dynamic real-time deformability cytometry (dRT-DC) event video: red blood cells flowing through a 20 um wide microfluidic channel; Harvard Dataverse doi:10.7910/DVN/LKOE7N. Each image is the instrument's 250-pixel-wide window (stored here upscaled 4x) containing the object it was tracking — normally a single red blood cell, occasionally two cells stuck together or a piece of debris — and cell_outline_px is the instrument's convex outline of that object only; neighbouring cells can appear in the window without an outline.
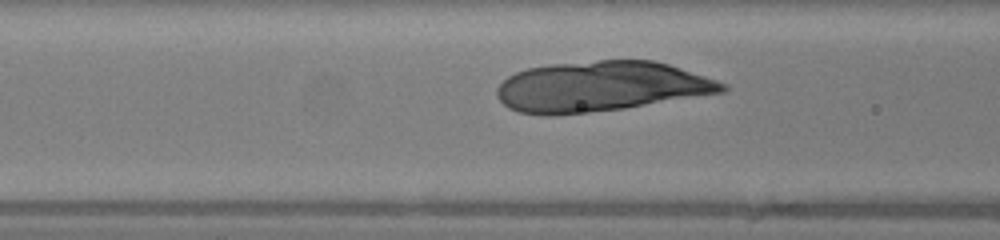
{"species": "human", "species_latin": "Homo sapiens", "temperature_condition": "warm", "stored_images_in_passage": 32, "camera_frame_rate_fps": 3000, "um_per_image_px": 0.085, "donor": {"sex": "female"}, "frame": {"image": 1, "passage_image": 11, "time_ms": 3.333, "image_size_px": [1000, 240], "cell_outline_px": [[728, 88], [724, 92], [624, 108], [556, 116], [544, 116], [520, 112], [508, 108], [496, 96], [496, 88], [508, 76], [516, 72], [528, 68], [548, 64], [600, 60], [652, 60], [668, 64], [728, 84]], "centroid_in_image_um": [51.03, 7.36], "position_along_channel_um": 115.6, "area_um2": 66.01}}